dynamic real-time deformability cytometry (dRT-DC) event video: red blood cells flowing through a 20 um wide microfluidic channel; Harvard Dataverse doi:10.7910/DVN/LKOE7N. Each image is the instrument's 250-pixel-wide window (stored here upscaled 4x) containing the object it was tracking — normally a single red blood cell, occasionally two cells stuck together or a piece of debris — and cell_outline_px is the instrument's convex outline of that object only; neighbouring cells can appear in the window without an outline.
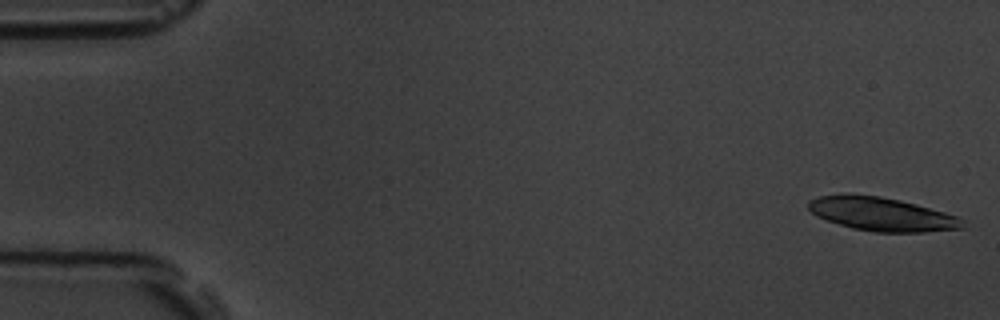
{"species": "common noctule bat (a hibernating species)", "species_latin": "Nyctalus noctula", "temperature_condition": "room temperature", "stored_images_in_passage": 6, "camera_frame_rate_fps": 3000, "um_per_image_px": 0.085, "animal": {"sex": "male", "body_mass_g": 19.5, "forearm_length_mm": 54.6}, "frame": {"image": 1, "passage_image": 1, "time_ms": 0.0, "image_size_px": [1000, 320], "cell_outline_px": [[968, 220], [964, 228], [924, 232], [876, 232], [852, 228], [816, 216], [808, 208], [808, 200], [820, 196], [848, 192], [880, 196], [900, 200], [916, 204], [944, 212]], "centroid_in_image_um": [74.96, 18.18], "position_along_channel_um": 10.0, "area_um2": 30.52}}